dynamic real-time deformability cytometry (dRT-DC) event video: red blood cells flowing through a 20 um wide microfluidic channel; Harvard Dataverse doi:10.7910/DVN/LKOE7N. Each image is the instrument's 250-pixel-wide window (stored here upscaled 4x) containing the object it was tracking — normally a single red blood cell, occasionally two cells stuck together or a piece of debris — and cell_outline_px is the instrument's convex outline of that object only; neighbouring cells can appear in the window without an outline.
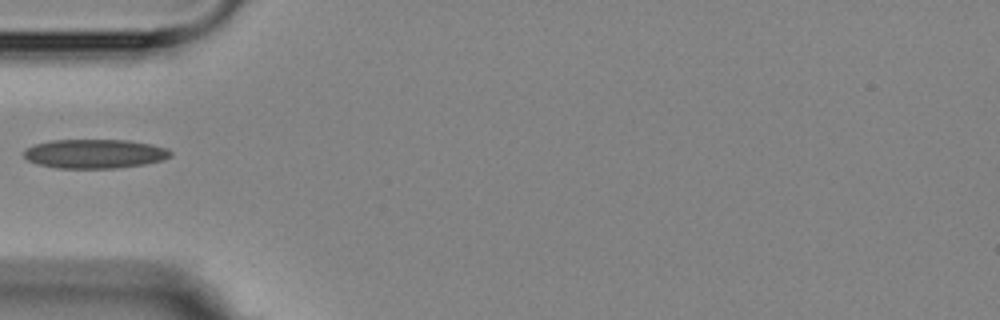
{"species": "Egyptian fruit bat (a non-hibernating species)", "species_latin": "Rousettus aegyptiacus", "temperature_condition": "room temperature", "stored_images_in_passage": 2, "camera_frame_rate_fps": 3000, "um_per_image_px": 0.085, "animal": {"sex": "female"}, "frame": {"image": 1, "passage_image": 1, "time_ms": 0.0, "image_size_px": [1000, 320], "cell_outline_px": [[172, 156], [164, 160], [144, 164], [112, 168], [56, 168], [36, 164], [28, 160], [24, 156], [24, 152], [28, 148], [36, 144], [52, 140], [128, 140], [152, 144], [168, 148], [172, 152]], "centroid_in_image_um": [8.09, 13.07], "position_along_channel_um": 76.9, "area_um2": 24.91}}
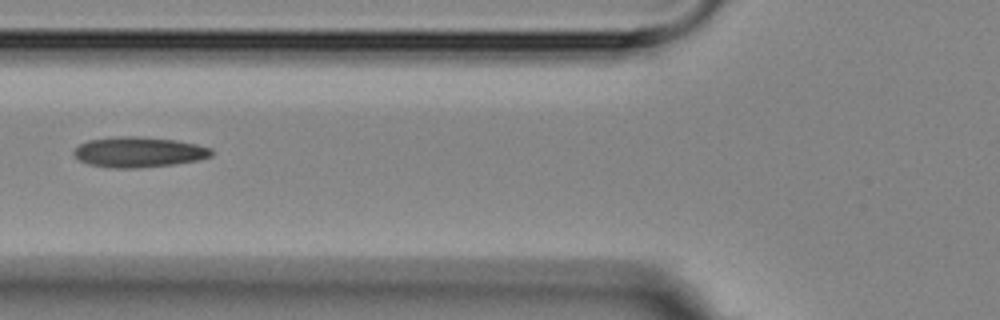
{"frame": {"image": 2, "passage_image": 2, "time_ms": 1.0, "image_size_px": [1000, 320], "cell_outline_px": [[212, 156], [200, 160], [172, 164], [140, 168], [112, 168], [88, 164], [80, 160], [72, 152], [80, 144], [88, 140], [116, 136], [136, 136], [176, 140], [196, 144], [212, 148]], "centroid_in_image_um": [11.8, 12.92], "position_along_channel_um": 114.0, "area_um2": 24.39}}